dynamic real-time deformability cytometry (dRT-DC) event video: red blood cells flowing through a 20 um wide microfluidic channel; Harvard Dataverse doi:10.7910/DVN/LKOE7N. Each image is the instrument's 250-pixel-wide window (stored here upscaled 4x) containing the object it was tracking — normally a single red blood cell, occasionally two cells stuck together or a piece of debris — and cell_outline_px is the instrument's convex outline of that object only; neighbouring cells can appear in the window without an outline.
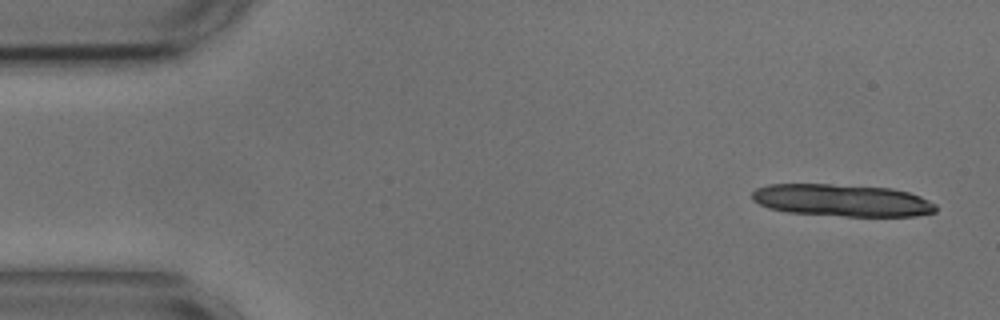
{"species": "common noctule bat (a hibernating species)", "species_latin": "Nyctalus noctula", "temperature_condition": "cold", "stored_images_in_passage": 5, "camera_frame_rate_fps": 3000, "um_per_image_px": 0.085, "animal": {"sex": "male", "body_mass_g": 17.9, "forearm_length_mm": 54.2}, "frame": {"image": 1, "passage_image": 2, "time_ms": 0.333, "image_size_px": [1000, 320], "cell_outline_px": [[936, 212], [916, 216], [844, 216], [788, 212], [768, 208], [752, 200], [752, 192], [756, 188], [768, 184], [832, 184], [892, 188], [908, 192], [920, 196], [936, 204]], "centroid_in_image_um": [71.57, 17.02], "position_along_channel_um": 13.4, "area_um2": 34.56}}